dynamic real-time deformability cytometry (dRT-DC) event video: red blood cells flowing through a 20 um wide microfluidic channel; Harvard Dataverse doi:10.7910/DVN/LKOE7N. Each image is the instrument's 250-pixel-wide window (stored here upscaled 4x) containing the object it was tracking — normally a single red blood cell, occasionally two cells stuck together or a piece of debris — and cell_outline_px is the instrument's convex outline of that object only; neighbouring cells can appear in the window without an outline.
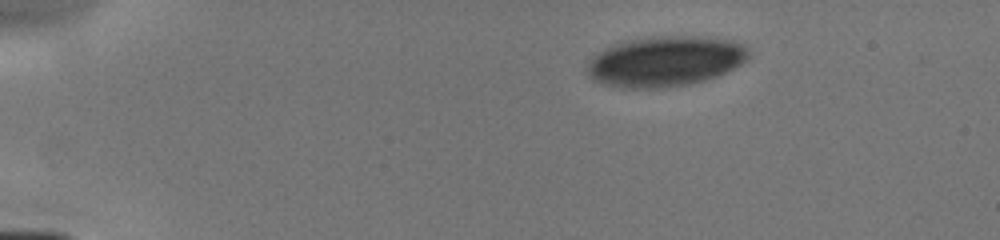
{"species": "human", "species_latin": "Homo sapiens", "temperature_condition": "cold", "stored_images_in_passage": 4, "camera_frame_rate_fps": 3000, "um_per_image_px": 0.085, "donor": {"sex": "male"}, "frame": {"image": 1, "passage_image": 1, "time_ms": 0.0, "image_size_px": [1000, 240], "cell_outline_px": [[752, 56], [748, 60], [716, 76], [704, 80], [688, 84], [660, 88], [620, 88], [604, 84], [596, 80], [588, 72], [588, 60], [592, 56], [604, 48], [620, 40], [652, 36], [700, 36], [736, 40], [744, 44], [748, 48]], "centroid_in_image_um": [56.56, 5.18], "position_along_channel_um": 28.4, "area_um2": 47.86}}